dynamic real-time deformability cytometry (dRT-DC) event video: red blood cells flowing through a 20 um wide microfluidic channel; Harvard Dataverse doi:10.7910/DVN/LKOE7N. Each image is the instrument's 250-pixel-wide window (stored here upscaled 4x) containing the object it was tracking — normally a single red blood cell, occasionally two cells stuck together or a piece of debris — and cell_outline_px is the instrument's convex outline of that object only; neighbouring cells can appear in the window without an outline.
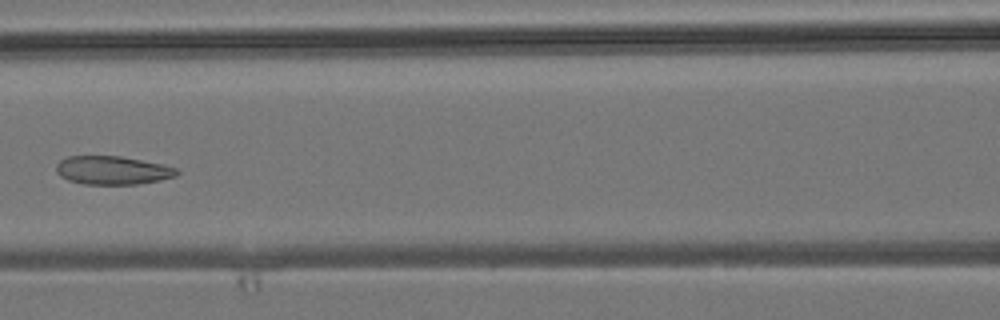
{"species": "common noctule bat (a hibernating species)", "species_latin": "Nyctalus noctula", "temperature_condition": "room temperature", "stored_images_in_passage": 6, "camera_frame_rate_fps": 3000, "um_per_image_px": 0.085, "animal": {"sex": "male", "body_mass_g": 19.2, "forearm_length_mm": 51.8}, "frame": {"image": 1, "passage_image": 5, "time_ms": 4.667, "image_size_px": [1000, 320], "cell_outline_px": [[180, 172], [176, 176], [160, 180], [136, 184], [84, 184], [68, 180], [60, 176], [56, 172], [56, 164], [60, 160], [68, 156], [120, 156], [180, 168]], "centroid_in_image_um": [9.56, 14.47], "position_along_channel_um": 157.0, "area_um2": 20.0}}
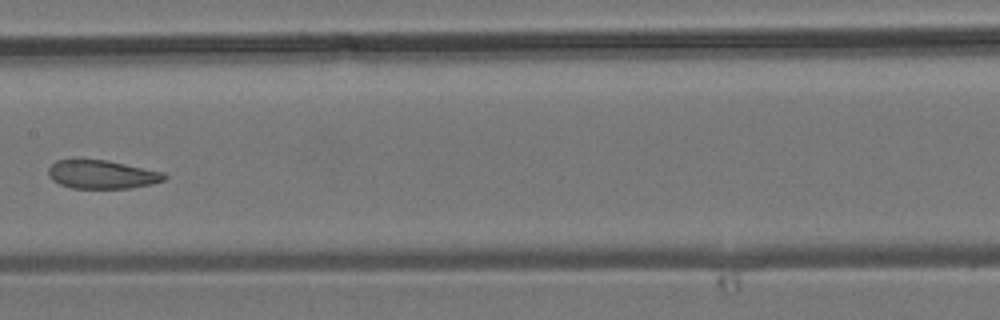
{"frame": {"image": 2, "passage_image": 6, "time_ms": 5.667, "image_size_px": [1000, 320], "cell_outline_px": [[168, 176], [164, 180], [152, 184], [132, 188], [72, 188], [60, 184], [52, 180], [48, 176], [48, 168], [56, 160], [80, 156], [108, 160], [164, 172]], "centroid_in_image_um": [8.62, 14.78], "position_along_channel_um": 198.8, "area_um2": 20.06}}